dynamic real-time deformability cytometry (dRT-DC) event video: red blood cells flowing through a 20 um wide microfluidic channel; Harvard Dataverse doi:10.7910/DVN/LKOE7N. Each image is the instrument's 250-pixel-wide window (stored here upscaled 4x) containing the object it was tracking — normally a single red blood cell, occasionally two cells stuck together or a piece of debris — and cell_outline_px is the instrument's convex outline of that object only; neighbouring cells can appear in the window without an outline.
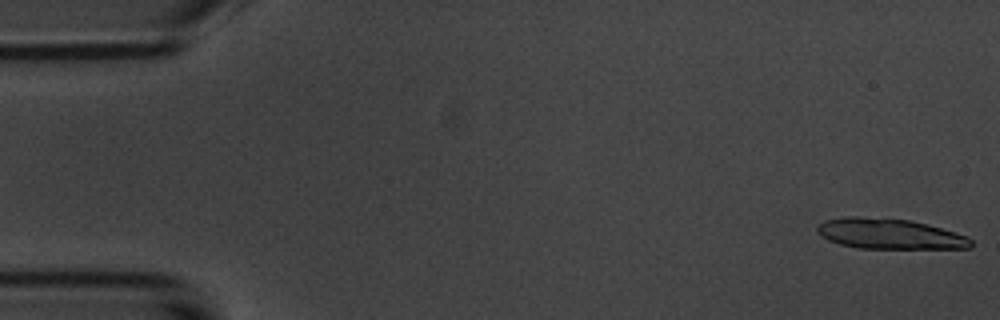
{"species": "common noctule bat (a hibernating species)", "species_latin": "Nyctalus noctula", "temperature_condition": "room temperature", "stored_images_in_passage": 10, "camera_frame_rate_fps": 3000, "um_per_image_px": 0.085, "animal": {"sex": "male", "body_mass_g": 20.1, "forearm_length_mm": 53.5}, "frame": {"image": 1, "passage_image": 1, "time_ms": 0.0, "image_size_px": [1000, 320], "cell_outline_px": [[972, 248], [856, 248], [840, 244], [828, 240], [816, 232], [816, 228], [824, 220], [844, 216], [856, 216], [908, 220], [956, 232], [968, 236], [972, 240]], "centroid_in_image_um": [75.58, 19.88], "position_along_channel_um": 9.4, "area_um2": 27.11}}